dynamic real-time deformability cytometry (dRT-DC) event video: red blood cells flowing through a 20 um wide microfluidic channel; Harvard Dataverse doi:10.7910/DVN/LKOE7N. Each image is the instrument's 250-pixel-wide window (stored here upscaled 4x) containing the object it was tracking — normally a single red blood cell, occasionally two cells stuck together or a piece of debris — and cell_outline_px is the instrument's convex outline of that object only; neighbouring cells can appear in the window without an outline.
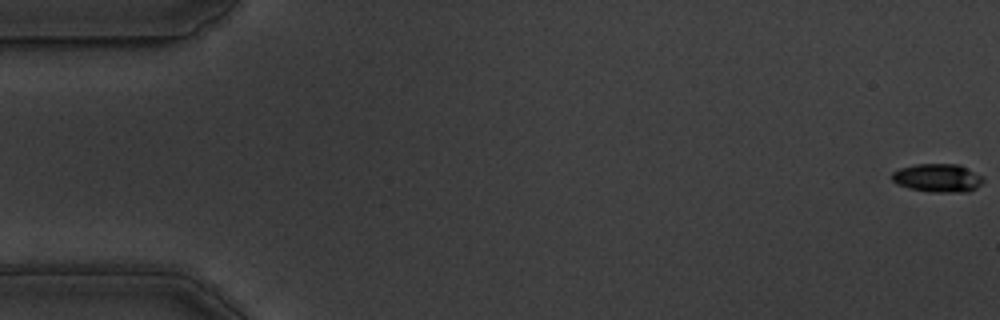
{"species": "common noctule bat (a hibernating species)", "species_latin": "Nyctalus noctula", "temperature_condition": "warm", "stored_images_in_passage": 7, "camera_frame_rate_fps": 3000, "um_per_image_px": 0.085, "animal": {"sex": "male", "body_mass_g": 19.5, "forearm_length_mm": 54.6}, "frame": {"image": 1, "passage_image": 1, "time_ms": 0.0, "image_size_px": [1000, 320], "cell_outline_px": [[984, 180], [976, 188], [968, 192], [932, 192], [908, 188], [896, 184], [892, 180], [892, 172], [900, 168], [916, 164], [960, 164], [980, 176]], "centroid_in_image_um": [79.67, 15.13], "position_along_channel_um": 5.3, "area_um2": 15.03}}